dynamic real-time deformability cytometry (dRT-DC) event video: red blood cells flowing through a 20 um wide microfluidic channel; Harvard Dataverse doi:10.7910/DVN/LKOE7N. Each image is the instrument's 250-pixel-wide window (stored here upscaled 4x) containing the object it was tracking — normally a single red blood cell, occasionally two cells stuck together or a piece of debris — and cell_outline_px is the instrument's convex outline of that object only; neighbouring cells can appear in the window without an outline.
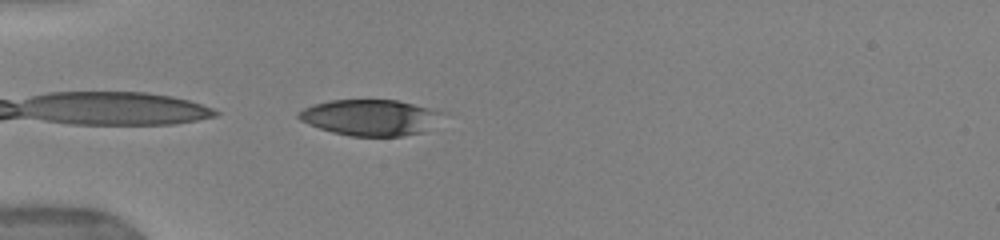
{"species": "human", "species_latin": "Homo sapiens", "temperature_condition": "warm", "stored_images_in_passage": 24, "camera_frame_rate_fps": 3000, "um_per_image_px": 0.085, "donor": {"sex": "female"}, "frame": {"image": 1, "passage_image": 1, "time_ms": 0.0, "image_size_px": [1000, 240], "cell_outline_px": [[448, 112], [424, 132], [404, 136], [352, 136], [332, 132], [308, 124], [300, 120], [296, 116], [296, 112], [312, 104], [332, 100], [396, 100]], "centroid_in_image_um": [31.48, 9.98], "position_along_channel_um": 53.5, "area_um2": 30.35}}